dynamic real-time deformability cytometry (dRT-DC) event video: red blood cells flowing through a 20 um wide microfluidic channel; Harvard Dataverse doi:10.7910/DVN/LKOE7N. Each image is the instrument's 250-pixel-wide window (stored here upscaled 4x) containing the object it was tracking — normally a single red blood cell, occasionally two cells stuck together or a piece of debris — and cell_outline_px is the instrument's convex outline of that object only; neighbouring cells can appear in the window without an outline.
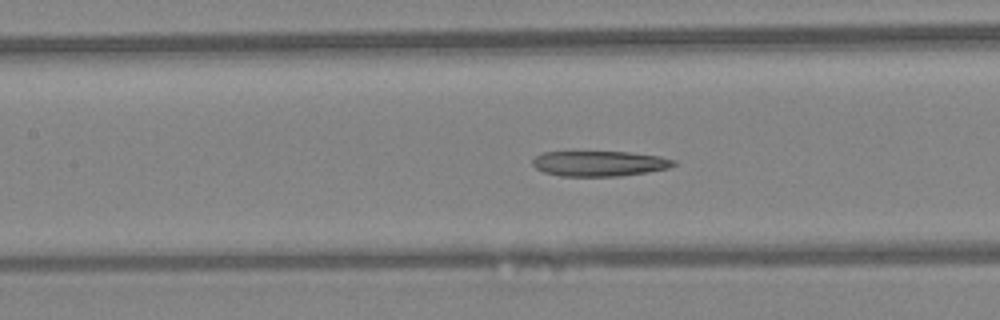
{"species": "Egyptian fruit bat (a non-hibernating species)", "species_latin": "Rousettus aegyptiacus", "temperature_condition": "warm", "stored_images_in_passage": 46, "camera_frame_rate_fps": 3000, "um_per_image_px": 0.085, "animal": {"sex": "female"}, "frame": {"image": 1, "passage_image": 22, "time_ms": 7.0, "image_size_px": [1000, 320], "cell_outline_px": [[672, 164], [664, 168], [640, 172], [608, 176], [568, 176], [548, 172], [540, 168], [536, 164], [536, 160], [540, 156], [548, 152], [624, 152], [652, 156], [672, 160]], "centroid_in_image_um": [50.92, 13.89], "position_along_channel_um": 156.5, "area_um2": 19.02}}
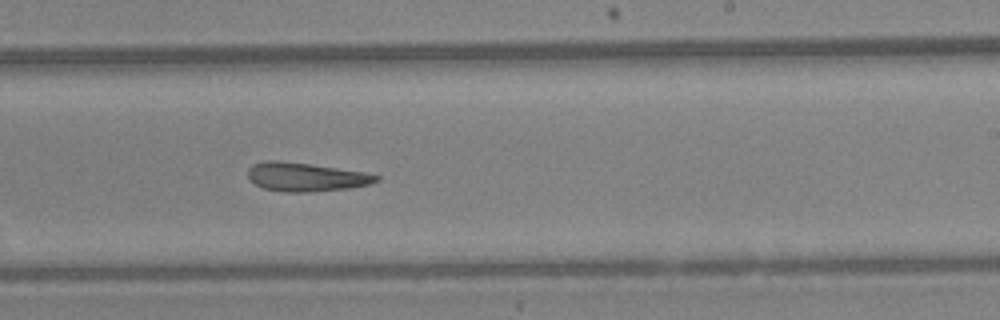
{"frame": {"image": 2, "passage_image": 29, "time_ms": 9.333, "image_size_px": [1000, 320], "cell_outline_px": [[376, 180], [364, 184], [340, 188], [268, 188], [256, 184], [248, 176], [248, 172], [256, 164], [304, 164], [356, 172], [376, 176]], "centroid_in_image_um": [25.97, 15.02], "position_along_channel_um": 263.0, "area_um2": 17.51}}
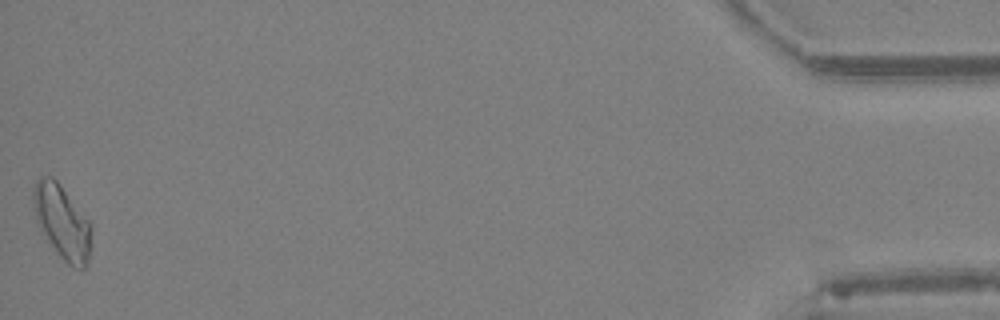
{"frame": {"image": 3, "passage_image": 46, "time_ms": 15.0, "image_size_px": [1000, 320], "cell_outline_px": [[88, 252], [84, 260], [68, 260], [56, 248], [40, 216], [40, 184], [52, 180], [60, 188], [88, 224]], "centroid_in_image_um": [5.4, 18.91], "position_along_channel_um": 429.8, "area_um2": 18.21}}